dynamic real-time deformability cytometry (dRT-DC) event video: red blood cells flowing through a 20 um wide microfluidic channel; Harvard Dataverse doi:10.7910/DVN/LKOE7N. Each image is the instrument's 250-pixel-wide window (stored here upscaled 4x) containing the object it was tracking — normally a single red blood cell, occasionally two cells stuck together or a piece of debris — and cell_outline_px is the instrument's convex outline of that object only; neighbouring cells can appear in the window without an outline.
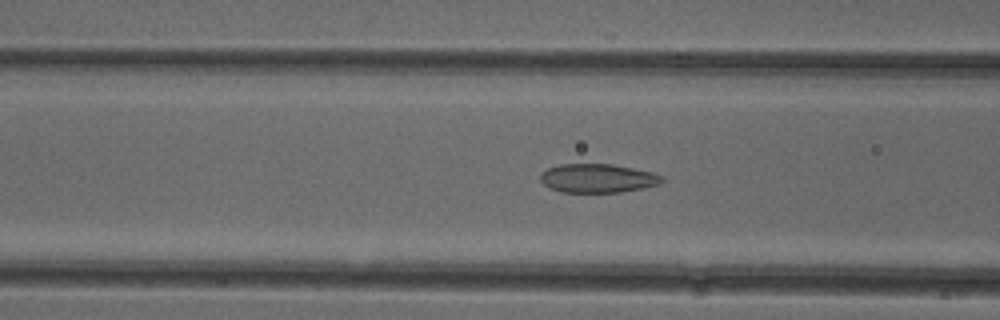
{"species": "common noctule bat (a hibernating species)", "species_latin": "Nyctalus noctula", "temperature_condition": "cold", "stored_images_in_passage": 52, "camera_frame_rate_fps": 3000, "um_per_image_px": 0.085, "animal": {"sex": "female"}, "frame": {"image": 1, "passage_image": 20, "time_ms": 6.333, "image_size_px": [1000, 320], "cell_outline_px": [[664, 180], [660, 184], [644, 188], [620, 192], [560, 192], [544, 184], [540, 180], [540, 172], [548, 168], [560, 164], [612, 164], [652, 172], [664, 176]], "centroid_in_image_um": [50.82, 15.15], "position_along_channel_um": 115.8, "area_um2": 20.46}}
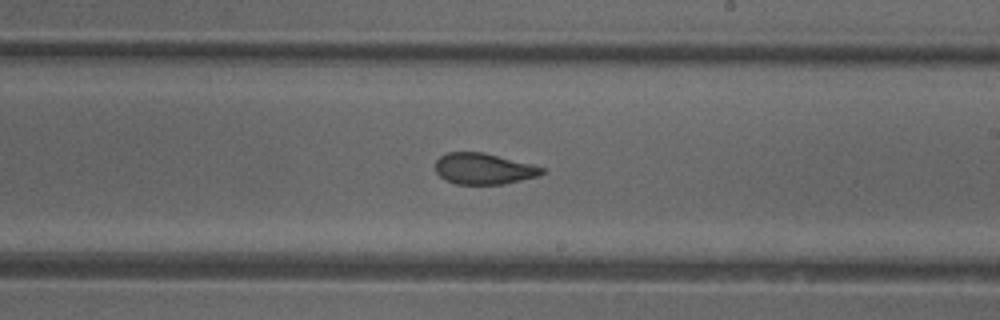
{"frame": {"image": 2, "passage_image": 30, "time_ms": 9.667, "image_size_px": [1000, 320], "cell_outline_px": [[544, 172], [540, 176], [504, 184], [456, 184], [444, 180], [436, 172], [436, 160], [440, 156], [448, 152], [484, 152], [532, 164], [544, 168]], "centroid_in_image_um": [41.12, 14.34], "position_along_channel_um": 247.9, "area_um2": 19.42}}
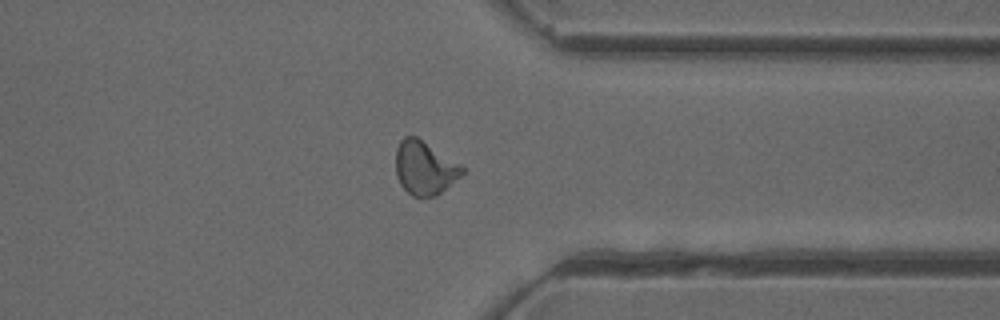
{"frame": {"image": 3, "passage_image": 40, "time_ms": 13.0, "image_size_px": [1000, 320], "cell_outline_px": [[464, 172], [460, 176], [436, 196], [412, 196], [400, 184], [396, 176], [396, 148], [400, 140], [404, 136], [416, 136], [460, 164], [464, 168]], "centroid_in_image_um": [36.07, 14.26], "position_along_channel_um": 375.3, "area_um2": 20.52}, "authors_computed_cell_mechanics": {"area_um2": 20.8369, "velocity_mm_per_s": 3.9659, "shape_relaxation_time_tau1_ms": 11.0216, "shape_relaxation_time_tau2_ms": 1.7827, "deformation_change_tau1": 0.2107, "deformation_change_tau2": 0.0812}}